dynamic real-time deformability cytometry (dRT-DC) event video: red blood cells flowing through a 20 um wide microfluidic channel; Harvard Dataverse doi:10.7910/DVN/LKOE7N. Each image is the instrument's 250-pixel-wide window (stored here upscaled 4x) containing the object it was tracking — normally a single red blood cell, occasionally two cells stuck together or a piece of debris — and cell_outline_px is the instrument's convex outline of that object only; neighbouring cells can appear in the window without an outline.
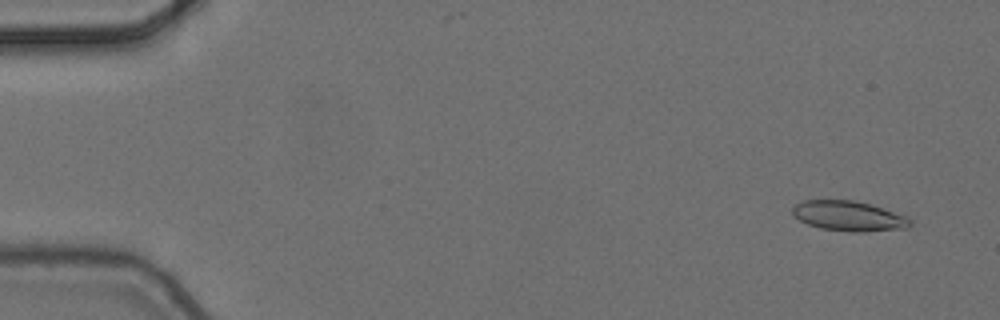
{"species": "common noctule bat (a hibernating species)", "species_latin": "Nyctalus noctula", "temperature_condition": "cold", "stored_images_in_passage": 3, "camera_frame_rate_fps": 3000, "um_per_image_px": 0.085, "animal": {"sex": "female", "body_mass_g": 24.6, "forearm_length_mm": 56.2}, "frame": {"image": 1, "passage_image": 1, "time_ms": 0.0, "image_size_px": [1000, 320], "cell_outline_px": [[912, 224], [908, 228], [864, 232], [852, 232], [820, 228], [808, 224], [792, 216], [792, 208], [796, 204], [804, 200], [852, 200], [868, 204], [908, 216], [912, 220]], "centroid_in_image_um": [72.15, 18.37], "position_along_channel_um": 12.8, "area_um2": 20.63}}